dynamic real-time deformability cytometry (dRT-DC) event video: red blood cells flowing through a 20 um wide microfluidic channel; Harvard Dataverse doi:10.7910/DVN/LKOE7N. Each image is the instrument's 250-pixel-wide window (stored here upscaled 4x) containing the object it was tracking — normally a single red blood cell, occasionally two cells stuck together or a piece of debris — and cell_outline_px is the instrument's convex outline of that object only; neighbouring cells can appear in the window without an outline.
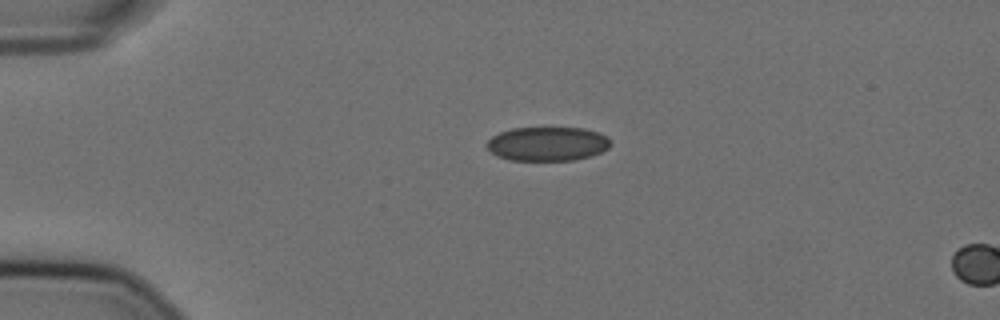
{"species": "Egyptian fruit bat (a non-hibernating species)", "species_latin": "Rousettus aegyptiacus", "temperature_condition": "cold", "stored_images_in_passage": 3, "camera_frame_rate_fps": 3000, "um_per_image_px": 0.085, "animal": {"sex": "female"}, "frame": {"image": 1, "passage_image": 1, "time_ms": 0.0, "image_size_px": [1000, 320], "cell_outline_px": [[612, 144], [608, 148], [592, 156], [576, 160], [508, 160], [496, 156], [484, 144], [492, 136], [500, 132], [512, 128], [584, 128], [608, 136], [612, 140]], "centroid_in_image_um": [46.55, 12.23], "position_along_channel_um": 38.5, "area_um2": 24.8}}